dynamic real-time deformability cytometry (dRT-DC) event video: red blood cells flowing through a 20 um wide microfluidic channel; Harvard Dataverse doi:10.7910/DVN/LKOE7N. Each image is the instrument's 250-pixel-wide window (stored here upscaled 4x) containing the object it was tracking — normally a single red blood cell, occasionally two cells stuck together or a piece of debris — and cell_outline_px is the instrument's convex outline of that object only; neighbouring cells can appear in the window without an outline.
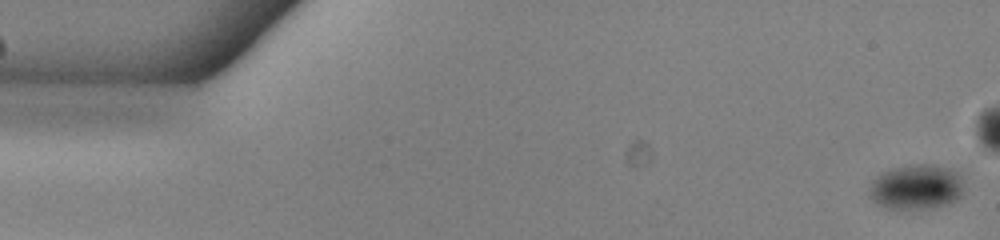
{"species": "common noctule bat (a hibernating species)", "species_latin": "Nyctalus noctula", "temperature_condition": "warm", "stored_images_in_passage": 54, "camera_frame_rate_fps": 3000, "um_per_image_px": 0.085, "animal": {"sex": "male", "body_mass_g": 13.0, "forearm_length_mm": 53.1}, "frame": {"image": 1, "passage_image": 1, "time_ms": 0.0, "image_size_px": [1000, 240], "cell_outline_px": [[964, 192], [956, 200], [948, 204], [932, 208], [888, 208], [872, 200], [868, 196], [872, 180], [876, 176], [892, 168], [908, 164], [932, 164], [948, 168], [956, 172], [960, 176]], "centroid_in_image_um": [77.89, 15.88], "position_along_channel_um": 7.1, "area_um2": 24.8}}
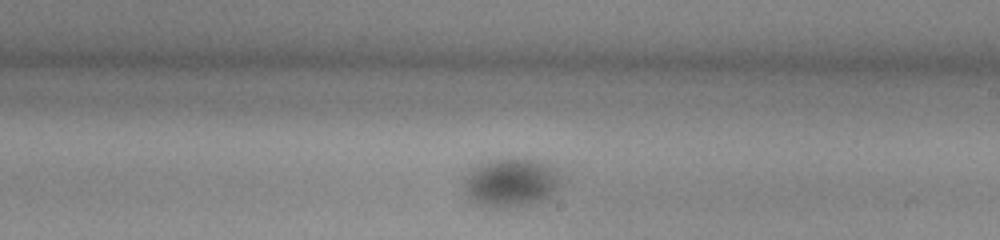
{"frame": {"image": 2, "passage_image": 31, "time_ms": 10.0, "image_size_px": [1000, 240], "cell_outline_px": [[556, 188], [544, 200], [528, 204], [500, 208], [496, 208], [480, 204], [472, 200], [464, 192], [464, 176], [472, 168], [488, 160], [512, 156], [516, 156], [544, 160], [552, 168], [556, 176]], "centroid_in_image_um": [43.35, 15.46], "position_along_channel_um": 245.6, "area_um2": 27.46}}
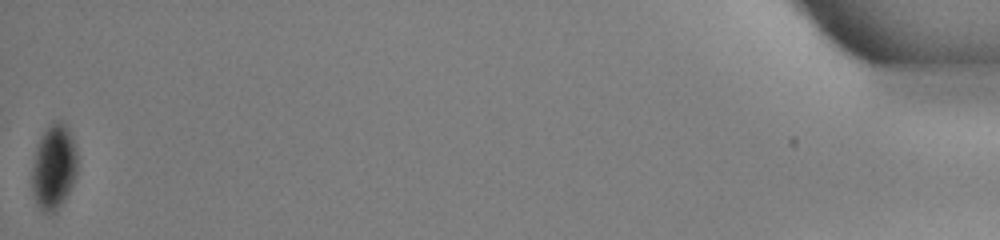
{"frame": {"image": 3, "passage_image": 54, "time_ms": 17.667, "image_size_px": [1000, 240], "cell_outline_px": [[76, 176], [64, 200], [56, 212], [52, 216], [44, 212], [36, 204], [32, 188], [32, 164], [36, 148], [48, 124], [52, 120], [64, 120], [72, 136], [76, 148]], "centroid_in_image_um": [4.57, 14.19], "position_along_channel_um": 430.6, "area_um2": 22.72}}